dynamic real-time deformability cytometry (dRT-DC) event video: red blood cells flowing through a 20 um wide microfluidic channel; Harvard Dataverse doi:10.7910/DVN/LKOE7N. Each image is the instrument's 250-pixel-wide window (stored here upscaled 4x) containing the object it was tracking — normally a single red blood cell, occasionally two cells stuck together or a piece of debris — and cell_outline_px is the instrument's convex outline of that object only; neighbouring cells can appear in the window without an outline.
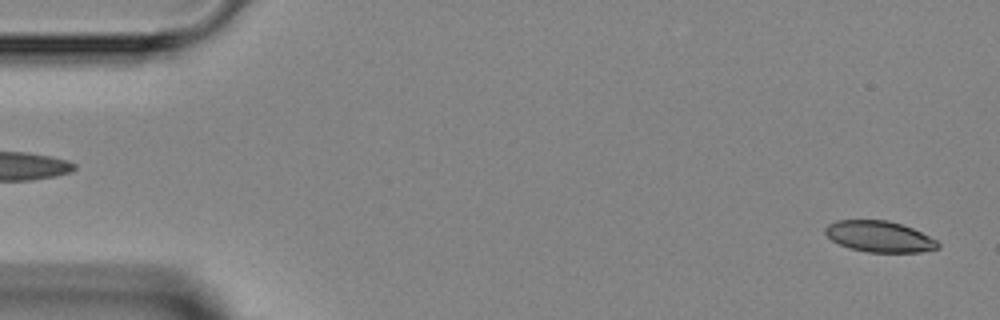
{"species": "Egyptian fruit bat (a non-hibernating species)", "species_latin": "Rousettus aegyptiacus", "temperature_condition": "room temperature", "stored_images_in_passage": 5, "segment_of_instrument_passage": [2, 2], "camera_frame_rate_fps": 3000, "um_per_image_px": 0.085, "animal": {"sex": "female"}, "frame": {"image": 1, "passage_image": 5, "time_ms": 4.333, "image_size_px": [1000, 320], "cell_outline_px": [[940, 248], [920, 252], [868, 252], [848, 248], [832, 240], [824, 232], [824, 228], [828, 224], [836, 220], [888, 220], [912, 228], [936, 240], [940, 244]], "centroid_in_image_um": [74.73, 20.1], "position_along_channel_um": 10.3, "area_um2": 20.35}}